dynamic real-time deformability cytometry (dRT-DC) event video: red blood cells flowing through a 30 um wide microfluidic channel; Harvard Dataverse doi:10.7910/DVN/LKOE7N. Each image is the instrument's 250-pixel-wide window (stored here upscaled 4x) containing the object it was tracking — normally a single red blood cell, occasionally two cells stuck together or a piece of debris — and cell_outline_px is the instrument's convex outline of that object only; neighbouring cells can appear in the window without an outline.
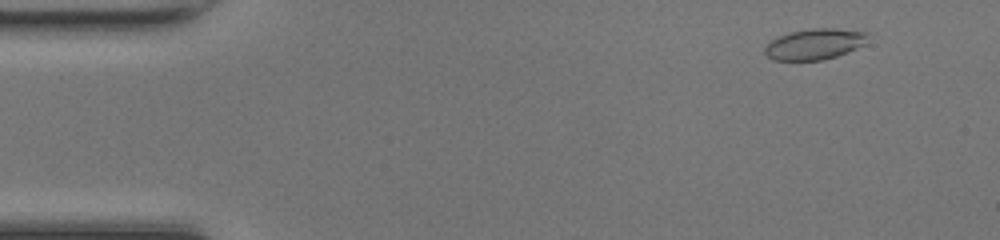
{"species": "common noctule bat (a hibernating species)", "species_latin": "Nyctalus noctula", "temperature_condition": "room temperature", "stored_images_in_passage": 48, "camera_frame_rate_fps": 3000, "um_per_image_px": 0.085, "animal": {"sex": "female", "body_mass_g": 17.0, "forearm_length_mm": 48.0}, "frame": {"image": 1, "passage_image": 4, "time_ms": 1.0, "image_size_px": [1000, 240], "cell_outline_px": [[868, 32], [864, 44], [848, 52], [824, 60], [772, 60], [764, 52], [764, 48], [772, 40], [780, 36], [792, 32], [812, 28], [836, 28]], "centroid_in_image_um": [69.25, 3.75], "position_along_channel_um": 15.8, "area_um2": 18.32}}
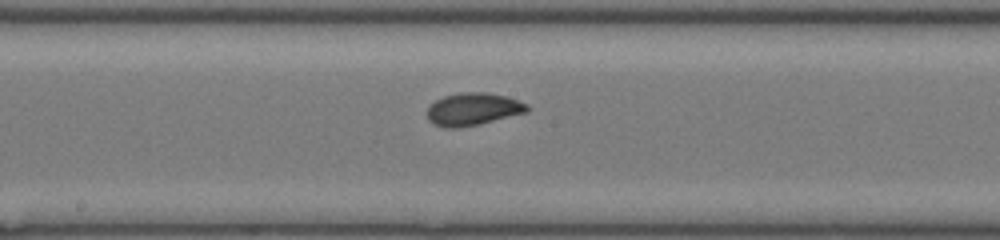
{"frame": {"image": 2, "passage_image": 25, "time_ms": 8.0, "image_size_px": [1000, 240], "cell_outline_px": [[532, 108], [528, 112], [480, 124], [456, 128], [444, 128], [432, 124], [428, 120], [428, 108], [436, 100], [444, 96], [460, 92], [488, 92], [508, 96], [528, 104]], "centroid_in_image_um": [40.25, 9.28], "position_along_channel_um": 207.9, "area_um2": 19.25}}
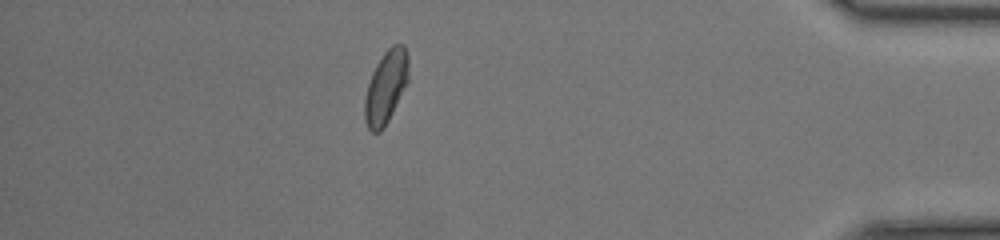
{"frame": {"image": 3, "passage_image": 42, "time_ms": 13.667, "image_size_px": [1000, 240], "cell_outline_px": [[408, 80], [384, 128], [380, 132], [372, 132], [368, 128], [364, 120], [364, 100], [368, 84], [372, 72], [376, 64], [384, 52], [392, 44], [404, 44], [408, 56]], "centroid_in_image_um": [32.78, 7.38], "position_along_channel_um": 402.4, "area_um2": 18.5}, "authors_computed_cell_mechanics": {"area_um2": 18.496, "velocity_mm_per_s": 4.2808, "shape_relaxation_time_tau1_ms": 6.4026, "shape_relaxation_time_tau2_ms": 0.8736, "deformation_change_tau1": 0.1502, "deformation_change_tau2": 0.0494}}